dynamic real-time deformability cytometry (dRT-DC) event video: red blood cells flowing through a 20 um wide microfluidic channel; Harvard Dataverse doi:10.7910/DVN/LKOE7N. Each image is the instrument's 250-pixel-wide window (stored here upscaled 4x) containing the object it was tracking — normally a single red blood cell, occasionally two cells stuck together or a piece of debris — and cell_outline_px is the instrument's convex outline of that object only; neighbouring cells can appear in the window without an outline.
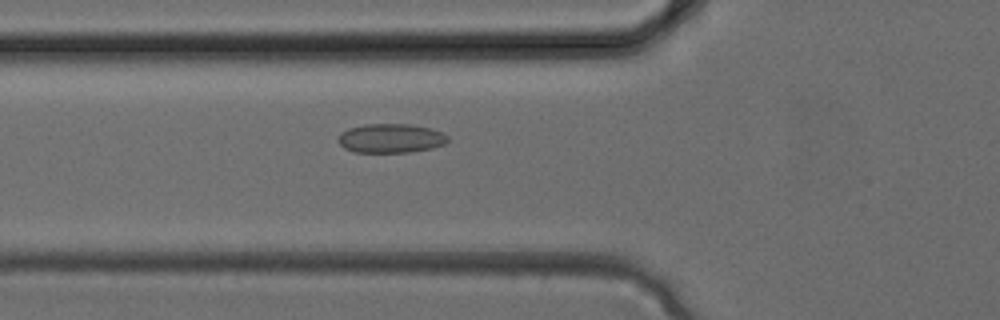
{"species": "common noctule bat (a hibernating species)", "species_latin": "Nyctalus noctula", "temperature_condition": "cold", "stored_images_in_passage": 30, "camera_frame_rate_fps": 3000, "um_per_image_px": 0.085, "animal": {"sex": "female", "body_mass_g": 24.6, "forearm_length_mm": 56.2}, "frame": {"image": 1, "passage_image": 7, "time_ms": 2.0, "image_size_px": [1000, 320], "cell_outline_px": [[448, 140], [444, 144], [432, 148], [408, 152], [356, 152], [344, 148], [336, 140], [340, 132], [348, 128], [364, 124], [412, 124], [428, 128], [440, 132], [448, 136]], "centroid_in_image_um": [33.16, 11.75], "position_along_channel_um": 92.6, "area_um2": 18.61}}
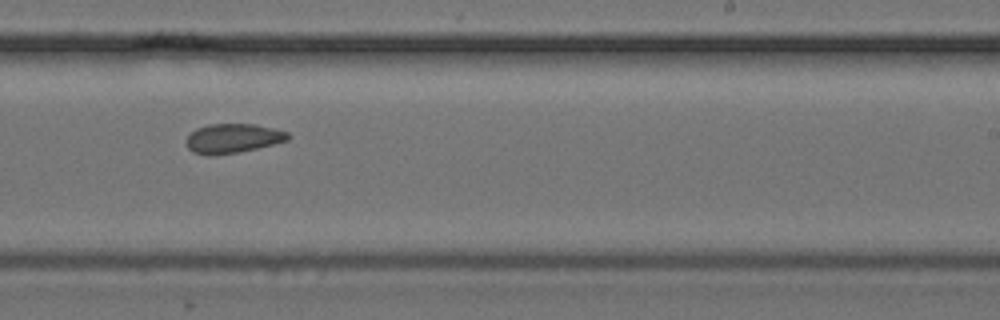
{"frame": {"image": 2, "passage_image": 16, "time_ms": 5.0, "image_size_px": [1000, 320], "cell_outline_px": [[292, 136], [288, 140], [240, 152], [216, 156], [208, 156], [192, 152], [188, 148], [188, 136], [196, 128], [208, 124], [256, 124], [288, 132]], "centroid_in_image_um": [19.8, 11.77], "position_along_channel_um": 269.2, "area_um2": 17.46}}
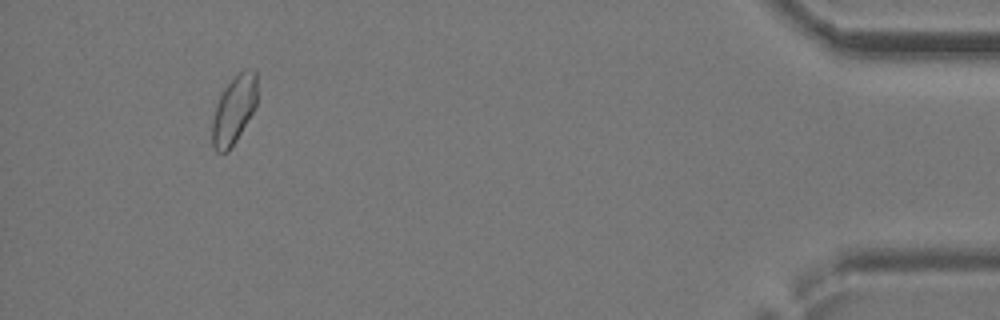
{"frame": {"image": 3, "passage_image": 27, "time_ms": 8.667, "image_size_px": [1000, 320], "cell_outline_px": [[256, 108], [236, 140], [228, 152], [216, 152], [212, 148], [212, 120], [216, 104], [220, 92], [244, 68], [252, 68], [256, 72]], "centroid_in_image_um": [19.87, 9.34], "position_along_channel_um": 415.3, "area_um2": 17.98}}